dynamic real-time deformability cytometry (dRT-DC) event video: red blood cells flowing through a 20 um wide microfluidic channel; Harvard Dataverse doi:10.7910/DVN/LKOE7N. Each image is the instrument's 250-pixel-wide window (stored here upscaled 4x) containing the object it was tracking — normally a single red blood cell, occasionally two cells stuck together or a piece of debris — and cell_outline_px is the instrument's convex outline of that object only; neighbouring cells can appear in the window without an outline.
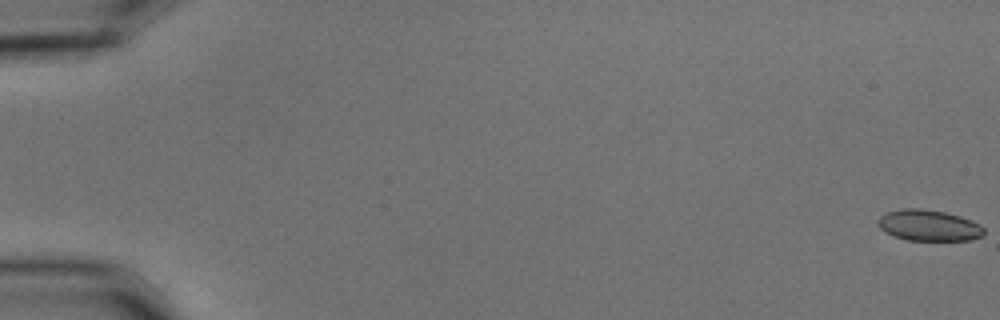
{"species": "common noctule bat (a hibernating species)", "species_latin": "Nyctalus noctula", "temperature_condition": "cold", "stored_images_in_passage": 19, "camera_frame_rate_fps": 3000, "um_per_image_px": 0.085, "animal": {"sex": "male", "body_mass_g": 15.6}, "frame": {"image": 1, "passage_image": 1, "time_ms": 0.0, "image_size_px": [1000, 320], "cell_outline_px": [[984, 236], [972, 240], [908, 240], [892, 236], [884, 232], [876, 224], [876, 220], [880, 216], [888, 212], [900, 208], [920, 208], [944, 212], [960, 216], [972, 220], [980, 224], [984, 228]], "centroid_in_image_um": [78.93, 19.16], "position_along_channel_um": 6.1, "area_um2": 19.48}}
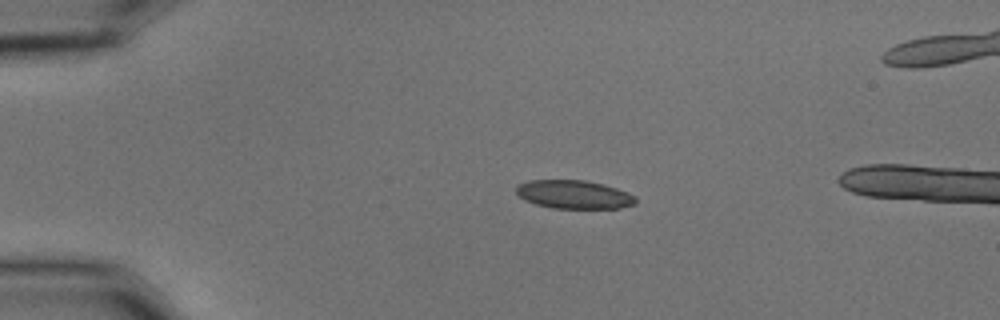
{"frame": {"image": 2, "passage_image": 14, "time_ms": 4.333, "image_size_px": [1000, 320], "cell_outline_px": [[636, 204], [620, 208], [552, 208], [536, 204], [524, 200], [516, 192], [516, 184], [528, 180], [584, 180], [604, 184], [628, 192], [636, 196]], "centroid_in_image_um": [48.78, 16.52], "position_along_channel_um": 36.2, "area_um2": 19.94}}